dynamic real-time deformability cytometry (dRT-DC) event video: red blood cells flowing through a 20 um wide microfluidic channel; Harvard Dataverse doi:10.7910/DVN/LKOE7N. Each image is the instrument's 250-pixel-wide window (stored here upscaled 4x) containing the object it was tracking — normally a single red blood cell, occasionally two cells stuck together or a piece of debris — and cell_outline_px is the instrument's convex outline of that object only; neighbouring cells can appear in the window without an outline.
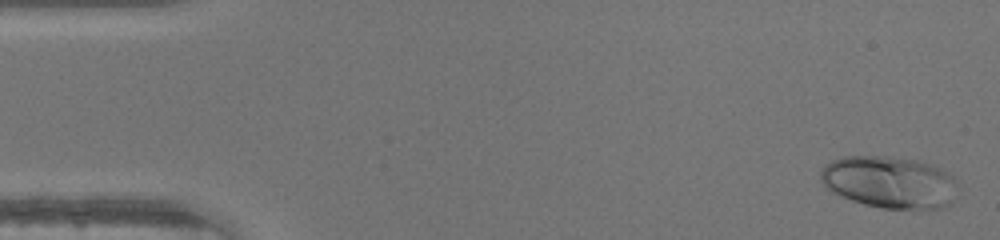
{"species": "human", "species_latin": "Homo sapiens", "temperature_condition": "warm", "stored_images_in_passage": 47, "camera_frame_rate_fps": 3000, "um_per_image_px": 0.085, "donor": {"sex": "male"}, "frame": {"image": 1, "passage_image": 2, "time_ms": 0.333, "image_size_px": [1000, 240], "cell_outline_px": [[952, 180], [948, 204], [936, 208], [884, 208], [864, 204], [852, 200], [828, 188], [820, 180], [820, 172], [824, 164], [832, 160], [844, 156], [888, 156], [916, 160], [932, 164], [940, 168], [952, 176]], "centroid_in_image_um": [75.49, 15.44], "position_along_channel_um": 9.5, "area_um2": 40.4}}
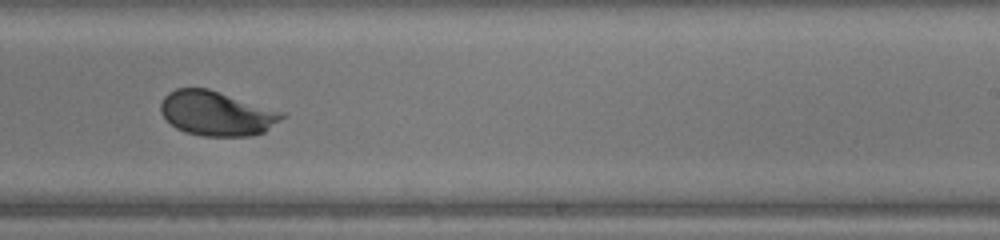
{"frame": {"image": 2, "passage_image": 29, "time_ms": 9.333, "image_size_px": [1000, 240], "cell_outline_px": [[288, 116], [264, 132], [252, 136], [200, 136], [184, 132], [176, 128], [160, 112], [160, 104], [164, 96], [168, 92], [176, 88], [208, 88], [284, 112]], "centroid_in_image_um": [18.43, 9.64], "position_along_channel_um": 270.6, "area_um2": 31.73}}
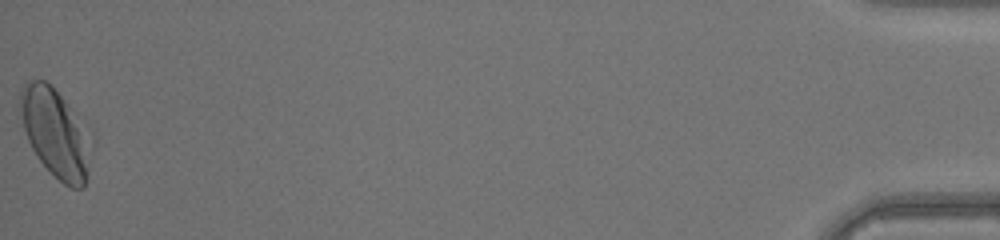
{"frame": {"image": 3, "passage_image": 47, "time_ms": 15.333, "image_size_px": [1000, 240], "cell_outline_px": [[96, 140], [88, 176], [84, 188], [72, 188], [64, 184], [36, 156], [28, 140], [16, 108], [20, 88], [28, 80], [44, 80], [52, 84], [92, 132]], "centroid_in_image_um": [4.77, 11.27], "position_along_channel_um": 430.4, "area_um2": 38.32}}